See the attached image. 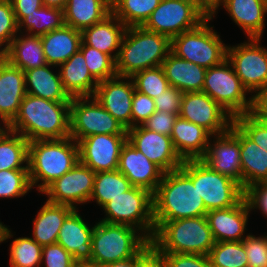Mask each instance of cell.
<instances>
[{
    "label": "cell",
    "mask_w": 267,
    "mask_h": 267,
    "mask_svg": "<svg viewBox=\"0 0 267 267\" xmlns=\"http://www.w3.org/2000/svg\"><path fill=\"white\" fill-rule=\"evenodd\" d=\"M102 209L106 217L100 221L128 225L140 230L150 241L153 238V194L148 190L133 186L112 198Z\"/></svg>",
    "instance_id": "obj_9"
},
{
    "label": "cell",
    "mask_w": 267,
    "mask_h": 267,
    "mask_svg": "<svg viewBox=\"0 0 267 267\" xmlns=\"http://www.w3.org/2000/svg\"><path fill=\"white\" fill-rule=\"evenodd\" d=\"M111 13V0H68L64 8V22L82 31L101 22Z\"/></svg>",
    "instance_id": "obj_34"
},
{
    "label": "cell",
    "mask_w": 267,
    "mask_h": 267,
    "mask_svg": "<svg viewBox=\"0 0 267 267\" xmlns=\"http://www.w3.org/2000/svg\"><path fill=\"white\" fill-rule=\"evenodd\" d=\"M31 189L28 169L0 171V198H18Z\"/></svg>",
    "instance_id": "obj_42"
},
{
    "label": "cell",
    "mask_w": 267,
    "mask_h": 267,
    "mask_svg": "<svg viewBox=\"0 0 267 267\" xmlns=\"http://www.w3.org/2000/svg\"><path fill=\"white\" fill-rule=\"evenodd\" d=\"M267 130V116H254Z\"/></svg>",
    "instance_id": "obj_60"
},
{
    "label": "cell",
    "mask_w": 267,
    "mask_h": 267,
    "mask_svg": "<svg viewBox=\"0 0 267 267\" xmlns=\"http://www.w3.org/2000/svg\"><path fill=\"white\" fill-rule=\"evenodd\" d=\"M42 248L31 237L15 238L10 245V267H40Z\"/></svg>",
    "instance_id": "obj_40"
},
{
    "label": "cell",
    "mask_w": 267,
    "mask_h": 267,
    "mask_svg": "<svg viewBox=\"0 0 267 267\" xmlns=\"http://www.w3.org/2000/svg\"><path fill=\"white\" fill-rule=\"evenodd\" d=\"M59 67L63 88L71 98L93 97L99 82L89 72L80 50Z\"/></svg>",
    "instance_id": "obj_29"
},
{
    "label": "cell",
    "mask_w": 267,
    "mask_h": 267,
    "mask_svg": "<svg viewBox=\"0 0 267 267\" xmlns=\"http://www.w3.org/2000/svg\"><path fill=\"white\" fill-rule=\"evenodd\" d=\"M64 24V10L42 6L35 12L28 14L18 24V32L25 30L29 35L43 36L48 32L61 28Z\"/></svg>",
    "instance_id": "obj_36"
},
{
    "label": "cell",
    "mask_w": 267,
    "mask_h": 267,
    "mask_svg": "<svg viewBox=\"0 0 267 267\" xmlns=\"http://www.w3.org/2000/svg\"><path fill=\"white\" fill-rule=\"evenodd\" d=\"M152 246L159 253H188L208 256L215 244L206 216L154 221Z\"/></svg>",
    "instance_id": "obj_5"
},
{
    "label": "cell",
    "mask_w": 267,
    "mask_h": 267,
    "mask_svg": "<svg viewBox=\"0 0 267 267\" xmlns=\"http://www.w3.org/2000/svg\"><path fill=\"white\" fill-rule=\"evenodd\" d=\"M260 38L227 47V60L250 93L267 86V48L260 45Z\"/></svg>",
    "instance_id": "obj_12"
},
{
    "label": "cell",
    "mask_w": 267,
    "mask_h": 267,
    "mask_svg": "<svg viewBox=\"0 0 267 267\" xmlns=\"http://www.w3.org/2000/svg\"><path fill=\"white\" fill-rule=\"evenodd\" d=\"M95 172L80 161L67 173L51 183L43 192L47 201L78 209L77 204L90 201ZM77 207V208H76Z\"/></svg>",
    "instance_id": "obj_15"
},
{
    "label": "cell",
    "mask_w": 267,
    "mask_h": 267,
    "mask_svg": "<svg viewBox=\"0 0 267 267\" xmlns=\"http://www.w3.org/2000/svg\"><path fill=\"white\" fill-rule=\"evenodd\" d=\"M127 135L96 134L80 139L79 161L95 173L118 169L120 151Z\"/></svg>",
    "instance_id": "obj_17"
},
{
    "label": "cell",
    "mask_w": 267,
    "mask_h": 267,
    "mask_svg": "<svg viewBox=\"0 0 267 267\" xmlns=\"http://www.w3.org/2000/svg\"><path fill=\"white\" fill-rule=\"evenodd\" d=\"M155 111L154 99L135 90L132 100L131 128L144 124Z\"/></svg>",
    "instance_id": "obj_47"
},
{
    "label": "cell",
    "mask_w": 267,
    "mask_h": 267,
    "mask_svg": "<svg viewBox=\"0 0 267 267\" xmlns=\"http://www.w3.org/2000/svg\"><path fill=\"white\" fill-rule=\"evenodd\" d=\"M74 210L70 206L55 204L46 200L33 219L34 228L31 238L42 247L55 244L61 226Z\"/></svg>",
    "instance_id": "obj_32"
},
{
    "label": "cell",
    "mask_w": 267,
    "mask_h": 267,
    "mask_svg": "<svg viewBox=\"0 0 267 267\" xmlns=\"http://www.w3.org/2000/svg\"><path fill=\"white\" fill-rule=\"evenodd\" d=\"M6 128L29 142L70 137V102H54L26 93L16 117Z\"/></svg>",
    "instance_id": "obj_1"
},
{
    "label": "cell",
    "mask_w": 267,
    "mask_h": 267,
    "mask_svg": "<svg viewBox=\"0 0 267 267\" xmlns=\"http://www.w3.org/2000/svg\"><path fill=\"white\" fill-rule=\"evenodd\" d=\"M127 140L164 173L179 169L183 164L170 136L140 125L127 130Z\"/></svg>",
    "instance_id": "obj_16"
},
{
    "label": "cell",
    "mask_w": 267,
    "mask_h": 267,
    "mask_svg": "<svg viewBox=\"0 0 267 267\" xmlns=\"http://www.w3.org/2000/svg\"><path fill=\"white\" fill-rule=\"evenodd\" d=\"M161 0H111L112 13L126 26H143Z\"/></svg>",
    "instance_id": "obj_37"
},
{
    "label": "cell",
    "mask_w": 267,
    "mask_h": 267,
    "mask_svg": "<svg viewBox=\"0 0 267 267\" xmlns=\"http://www.w3.org/2000/svg\"><path fill=\"white\" fill-rule=\"evenodd\" d=\"M18 33V23L11 1L0 0V48L5 51Z\"/></svg>",
    "instance_id": "obj_44"
},
{
    "label": "cell",
    "mask_w": 267,
    "mask_h": 267,
    "mask_svg": "<svg viewBox=\"0 0 267 267\" xmlns=\"http://www.w3.org/2000/svg\"><path fill=\"white\" fill-rule=\"evenodd\" d=\"M18 34L4 51V58L22 71L46 65L40 36L29 35L26 32Z\"/></svg>",
    "instance_id": "obj_33"
},
{
    "label": "cell",
    "mask_w": 267,
    "mask_h": 267,
    "mask_svg": "<svg viewBox=\"0 0 267 267\" xmlns=\"http://www.w3.org/2000/svg\"><path fill=\"white\" fill-rule=\"evenodd\" d=\"M250 209L243 197L236 205L226 208L211 210L206 213L209 228L215 242L242 241L248 222Z\"/></svg>",
    "instance_id": "obj_21"
},
{
    "label": "cell",
    "mask_w": 267,
    "mask_h": 267,
    "mask_svg": "<svg viewBox=\"0 0 267 267\" xmlns=\"http://www.w3.org/2000/svg\"><path fill=\"white\" fill-rule=\"evenodd\" d=\"M166 267H211L208 256L188 253H159Z\"/></svg>",
    "instance_id": "obj_49"
},
{
    "label": "cell",
    "mask_w": 267,
    "mask_h": 267,
    "mask_svg": "<svg viewBox=\"0 0 267 267\" xmlns=\"http://www.w3.org/2000/svg\"><path fill=\"white\" fill-rule=\"evenodd\" d=\"M210 136L202 127L178 116L170 137L176 152L185 161L202 159Z\"/></svg>",
    "instance_id": "obj_27"
},
{
    "label": "cell",
    "mask_w": 267,
    "mask_h": 267,
    "mask_svg": "<svg viewBox=\"0 0 267 267\" xmlns=\"http://www.w3.org/2000/svg\"><path fill=\"white\" fill-rule=\"evenodd\" d=\"M207 212L197 187L181 168L163 174L153 194L154 221L201 217Z\"/></svg>",
    "instance_id": "obj_2"
},
{
    "label": "cell",
    "mask_w": 267,
    "mask_h": 267,
    "mask_svg": "<svg viewBox=\"0 0 267 267\" xmlns=\"http://www.w3.org/2000/svg\"><path fill=\"white\" fill-rule=\"evenodd\" d=\"M206 19L188 0H161L143 27L172 39L198 27Z\"/></svg>",
    "instance_id": "obj_13"
},
{
    "label": "cell",
    "mask_w": 267,
    "mask_h": 267,
    "mask_svg": "<svg viewBox=\"0 0 267 267\" xmlns=\"http://www.w3.org/2000/svg\"><path fill=\"white\" fill-rule=\"evenodd\" d=\"M17 23L19 24L28 14L44 6L43 0H10Z\"/></svg>",
    "instance_id": "obj_54"
},
{
    "label": "cell",
    "mask_w": 267,
    "mask_h": 267,
    "mask_svg": "<svg viewBox=\"0 0 267 267\" xmlns=\"http://www.w3.org/2000/svg\"><path fill=\"white\" fill-rule=\"evenodd\" d=\"M248 260V267H267L266 235L256 237L252 233L242 240Z\"/></svg>",
    "instance_id": "obj_45"
},
{
    "label": "cell",
    "mask_w": 267,
    "mask_h": 267,
    "mask_svg": "<svg viewBox=\"0 0 267 267\" xmlns=\"http://www.w3.org/2000/svg\"><path fill=\"white\" fill-rule=\"evenodd\" d=\"M221 6L231 16L247 38H262L265 29L267 1L265 0H222Z\"/></svg>",
    "instance_id": "obj_26"
},
{
    "label": "cell",
    "mask_w": 267,
    "mask_h": 267,
    "mask_svg": "<svg viewBox=\"0 0 267 267\" xmlns=\"http://www.w3.org/2000/svg\"><path fill=\"white\" fill-rule=\"evenodd\" d=\"M171 52V39L146 30L127 27L116 59L118 76L132 77L137 72L161 66Z\"/></svg>",
    "instance_id": "obj_4"
},
{
    "label": "cell",
    "mask_w": 267,
    "mask_h": 267,
    "mask_svg": "<svg viewBox=\"0 0 267 267\" xmlns=\"http://www.w3.org/2000/svg\"><path fill=\"white\" fill-rule=\"evenodd\" d=\"M199 11H201L207 18H212L216 15L222 0H188Z\"/></svg>",
    "instance_id": "obj_56"
},
{
    "label": "cell",
    "mask_w": 267,
    "mask_h": 267,
    "mask_svg": "<svg viewBox=\"0 0 267 267\" xmlns=\"http://www.w3.org/2000/svg\"><path fill=\"white\" fill-rule=\"evenodd\" d=\"M234 123L262 150L267 152V130L250 113L236 116Z\"/></svg>",
    "instance_id": "obj_46"
},
{
    "label": "cell",
    "mask_w": 267,
    "mask_h": 267,
    "mask_svg": "<svg viewBox=\"0 0 267 267\" xmlns=\"http://www.w3.org/2000/svg\"><path fill=\"white\" fill-rule=\"evenodd\" d=\"M170 86L181 92H202L206 68L177 57L170 52L161 64Z\"/></svg>",
    "instance_id": "obj_28"
},
{
    "label": "cell",
    "mask_w": 267,
    "mask_h": 267,
    "mask_svg": "<svg viewBox=\"0 0 267 267\" xmlns=\"http://www.w3.org/2000/svg\"><path fill=\"white\" fill-rule=\"evenodd\" d=\"M84 220L75 209L61 226L56 243L63 246L78 264H91L94 226L90 227Z\"/></svg>",
    "instance_id": "obj_23"
},
{
    "label": "cell",
    "mask_w": 267,
    "mask_h": 267,
    "mask_svg": "<svg viewBox=\"0 0 267 267\" xmlns=\"http://www.w3.org/2000/svg\"><path fill=\"white\" fill-rule=\"evenodd\" d=\"M68 0H43L44 6L56 7L64 10Z\"/></svg>",
    "instance_id": "obj_58"
},
{
    "label": "cell",
    "mask_w": 267,
    "mask_h": 267,
    "mask_svg": "<svg viewBox=\"0 0 267 267\" xmlns=\"http://www.w3.org/2000/svg\"><path fill=\"white\" fill-rule=\"evenodd\" d=\"M118 170L130 181L132 186L148 190L154 194L164 172L128 140L122 146Z\"/></svg>",
    "instance_id": "obj_20"
},
{
    "label": "cell",
    "mask_w": 267,
    "mask_h": 267,
    "mask_svg": "<svg viewBox=\"0 0 267 267\" xmlns=\"http://www.w3.org/2000/svg\"><path fill=\"white\" fill-rule=\"evenodd\" d=\"M126 29L111 13L101 22L81 31L82 43L110 55L116 61Z\"/></svg>",
    "instance_id": "obj_25"
},
{
    "label": "cell",
    "mask_w": 267,
    "mask_h": 267,
    "mask_svg": "<svg viewBox=\"0 0 267 267\" xmlns=\"http://www.w3.org/2000/svg\"><path fill=\"white\" fill-rule=\"evenodd\" d=\"M78 161V143L71 137L30 141L28 170L32 188L37 185L38 192L42 193Z\"/></svg>",
    "instance_id": "obj_3"
},
{
    "label": "cell",
    "mask_w": 267,
    "mask_h": 267,
    "mask_svg": "<svg viewBox=\"0 0 267 267\" xmlns=\"http://www.w3.org/2000/svg\"><path fill=\"white\" fill-rule=\"evenodd\" d=\"M42 262L46 267H76L78 264L73 256L57 243L43 246Z\"/></svg>",
    "instance_id": "obj_48"
},
{
    "label": "cell",
    "mask_w": 267,
    "mask_h": 267,
    "mask_svg": "<svg viewBox=\"0 0 267 267\" xmlns=\"http://www.w3.org/2000/svg\"><path fill=\"white\" fill-rule=\"evenodd\" d=\"M136 267H166L163 257L151 242L136 256Z\"/></svg>",
    "instance_id": "obj_53"
},
{
    "label": "cell",
    "mask_w": 267,
    "mask_h": 267,
    "mask_svg": "<svg viewBox=\"0 0 267 267\" xmlns=\"http://www.w3.org/2000/svg\"><path fill=\"white\" fill-rule=\"evenodd\" d=\"M102 267H136V256L123 261L108 263Z\"/></svg>",
    "instance_id": "obj_57"
},
{
    "label": "cell",
    "mask_w": 267,
    "mask_h": 267,
    "mask_svg": "<svg viewBox=\"0 0 267 267\" xmlns=\"http://www.w3.org/2000/svg\"><path fill=\"white\" fill-rule=\"evenodd\" d=\"M250 114L253 116H267V86L252 95Z\"/></svg>",
    "instance_id": "obj_55"
},
{
    "label": "cell",
    "mask_w": 267,
    "mask_h": 267,
    "mask_svg": "<svg viewBox=\"0 0 267 267\" xmlns=\"http://www.w3.org/2000/svg\"><path fill=\"white\" fill-rule=\"evenodd\" d=\"M177 114L155 111L142 126L150 131L171 136Z\"/></svg>",
    "instance_id": "obj_51"
},
{
    "label": "cell",
    "mask_w": 267,
    "mask_h": 267,
    "mask_svg": "<svg viewBox=\"0 0 267 267\" xmlns=\"http://www.w3.org/2000/svg\"><path fill=\"white\" fill-rule=\"evenodd\" d=\"M135 90L146 94L152 99L164 92L169 83L161 66L145 69L131 77Z\"/></svg>",
    "instance_id": "obj_43"
},
{
    "label": "cell",
    "mask_w": 267,
    "mask_h": 267,
    "mask_svg": "<svg viewBox=\"0 0 267 267\" xmlns=\"http://www.w3.org/2000/svg\"><path fill=\"white\" fill-rule=\"evenodd\" d=\"M202 92L208 94L233 118L251 111L252 96L246 97L249 92L227 59L206 70Z\"/></svg>",
    "instance_id": "obj_10"
},
{
    "label": "cell",
    "mask_w": 267,
    "mask_h": 267,
    "mask_svg": "<svg viewBox=\"0 0 267 267\" xmlns=\"http://www.w3.org/2000/svg\"><path fill=\"white\" fill-rule=\"evenodd\" d=\"M130 181L117 169L114 171L97 172L90 201L95 199L102 208L112 198L132 188Z\"/></svg>",
    "instance_id": "obj_38"
},
{
    "label": "cell",
    "mask_w": 267,
    "mask_h": 267,
    "mask_svg": "<svg viewBox=\"0 0 267 267\" xmlns=\"http://www.w3.org/2000/svg\"><path fill=\"white\" fill-rule=\"evenodd\" d=\"M244 198L247 201L250 211H262L267 218V183H256L244 190Z\"/></svg>",
    "instance_id": "obj_52"
},
{
    "label": "cell",
    "mask_w": 267,
    "mask_h": 267,
    "mask_svg": "<svg viewBox=\"0 0 267 267\" xmlns=\"http://www.w3.org/2000/svg\"><path fill=\"white\" fill-rule=\"evenodd\" d=\"M47 64L60 66L80 50L81 31L66 24L40 36Z\"/></svg>",
    "instance_id": "obj_30"
},
{
    "label": "cell",
    "mask_w": 267,
    "mask_h": 267,
    "mask_svg": "<svg viewBox=\"0 0 267 267\" xmlns=\"http://www.w3.org/2000/svg\"><path fill=\"white\" fill-rule=\"evenodd\" d=\"M80 51L84 55L89 72L98 82L117 75L116 61L110 55L83 43L80 45Z\"/></svg>",
    "instance_id": "obj_41"
},
{
    "label": "cell",
    "mask_w": 267,
    "mask_h": 267,
    "mask_svg": "<svg viewBox=\"0 0 267 267\" xmlns=\"http://www.w3.org/2000/svg\"><path fill=\"white\" fill-rule=\"evenodd\" d=\"M4 58V51L3 49H0V60Z\"/></svg>",
    "instance_id": "obj_62"
},
{
    "label": "cell",
    "mask_w": 267,
    "mask_h": 267,
    "mask_svg": "<svg viewBox=\"0 0 267 267\" xmlns=\"http://www.w3.org/2000/svg\"><path fill=\"white\" fill-rule=\"evenodd\" d=\"M208 258L211 267H248L242 241L215 242Z\"/></svg>",
    "instance_id": "obj_39"
},
{
    "label": "cell",
    "mask_w": 267,
    "mask_h": 267,
    "mask_svg": "<svg viewBox=\"0 0 267 267\" xmlns=\"http://www.w3.org/2000/svg\"><path fill=\"white\" fill-rule=\"evenodd\" d=\"M134 92L135 87L131 77L116 75L100 81L93 97L128 130L131 128Z\"/></svg>",
    "instance_id": "obj_18"
},
{
    "label": "cell",
    "mask_w": 267,
    "mask_h": 267,
    "mask_svg": "<svg viewBox=\"0 0 267 267\" xmlns=\"http://www.w3.org/2000/svg\"><path fill=\"white\" fill-rule=\"evenodd\" d=\"M96 134L127 135V129L94 97H72L70 137L78 142Z\"/></svg>",
    "instance_id": "obj_11"
},
{
    "label": "cell",
    "mask_w": 267,
    "mask_h": 267,
    "mask_svg": "<svg viewBox=\"0 0 267 267\" xmlns=\"http://www.w3.org/2000/svg\"><path fill=\"white\" fill-rule=\"evenodd\" d=\"M150 242L134 227L99 221L94 225L91 237V264L104 266L135 257Z\"/></svg>",
    "instance_id": "obj_6"
},
{
    "label": "cell",
    "mask_w": 267,
    "mask_h": 267,
    "mask_svg": "<svg viewBox=\"0 0 267 267\" xmlns=\"http://www.w3.org/2000/svg\"><path fill=\"white\" fill-rule=\"evenodd\" d=\"M183 94V92L173 86L167 87L164 92H161L159 96L154 98L156 111H165L179 116Z\"/></svg>",
    "instance_id": "obj_50"
},
{
    "label": "cell",
    "mask_w": 267,
    "mask_h": 267,
    "mask_svg": "<svg viewBox=\"0 0 267 267\" xmlns=\"http://www.w3.org/2000/svg\"><path fill=\"white\" fill-rule=\"evenodd\" d=\"M201 160L213 171L230 177L242 187L240 142L230 130L210 136L206 154Z\"/></svg>",
    "instance_id": "obj_19"
},
{
    "label": "cell",
    "mask_w": 267,
    "mask_h": 267,
    "mask_svg": "<svg viewBox=\"0 0 267 267\" xmlns=\"http://www.w3.org/2000/svg\"><path fill=\"white\" fill-rule=\"evenodd\" d=\"M29 141L6 127L0 129V171L28 169ZM26 165H23V164Z\"/></svg>",
    "instance_id": "obj_35"
},
{
    "label": "cell",
    "mask_w": 267,
    "mask_h": 267,
    "mask_svg": "<svg viewBox=\"0 0 267 267\" xmlns=\"http://www.w3.org/2000/svg\"><path fill=\"white\" fill-rule=\"evenodd\" d=\"M76 267H102V266H95L89 263H85V264H77Z\"/></svg>",
    "instance_id": "obj_61"
},
{
    "label": "cell",
    "mask_w": 267,
    "mask_h": 267,
    "mask_svg": "<svg viewBox=\"0 0 267 267\" xmlns=\"http://www.w3.org/2000/svg\"><path fill=\"white\" fill-rule=\"evenodd\" d=\"M26 95L24 71L0 60V125L7 127L16 117Z\"/></svg>",
    "instance_id": "obj_22"
},
{
    "label": "cell",
    "mask_w": 267,
    "mask_h": 267,
    "mask_svg": "<svg viewBox=\"0 0 267 267\" xmlns=\"http://www.w3.org/2000/svg\"><path fill=\"white\" fill-rule=\"evenodd\" d=\"M52 66L46 64L24 71L26 93L54 102H70L71 97L64 90L60 72L54 73Z\"/></svg>",
    "instance_id": "obj_31"
},
{
    "label": "cell",
    "mask_w": 267,
    "mask_h": 267,
    "mask_svg": "<svg viewBox=\"0 0 267 267\" xmlns=\"http://www.w3.org/2000/svg\"><path fill=\"white\" fill-rule=\"evenodd\" d=\"M12 234L11 230L5 224L3 225L2 222H0V244L13 237Z\"/></svg>",
    "instance_id": "obj_59"
},
{
    "label": "cell",
    "mask_w": 267,
    "mask_h": 267,
    "mask_svg": "<svg viewBox=\"0 0 267 267\" xmlns=\"http://www.w3.org/2000/svg\"><path fill=\"white\" fill-rule=\"evenodd\" d=\"M180 168L192 179L207 211L232 207L244 197L238 182L213 171L201 159L185 160Z\"/></svg>",
    "instance_id": "obj_7"
},
{
    "label": "cell",
    "mask_w": 267,
    "mask_h": 267,
    "mask_svg": "<svg viewBox=\"0 0 267 267\" xmlns=\"http://www.w3.org/2000/svg\"><path fill=\"white\" fill-rule=\"evenodd\" d=\"M179 117L202 127L211 136L227 132L234 122V118L204 92L184 93Z\"/></svg>",
    "instance_id": "obj_14"
},
{
    "label": "cell",
    "mask_w": 267,
    "mask_h": 267,
    "mask_svg": "<svg viewBox=\"0 0 267 267\" xmlns=\"http://www.w3.org/2000/svg\"><path fill=\"white\" fill-rule=\"evenodd\" d=\"M229 130L240 142L243 190L256 183H267V152L253 142L234 122Z\"/></svg>",
    "instance_id": "obj_24"
},
{
    "label": "cell",
    "mask_w": 267,
    "mask_h": 267,
    "mask_svg": "<svg viewBox=\"0 0 267 267\" xmlns=\"http://www.w3.org/2000/svg\"><path fill=\"white\" fill-rule=\"evenodd\" d=\"M207 18L198 27L171 39V52L177 57L206 69L219 65L227 59V45L210 26Z\"/></svg>",
    "instance_id": "obj_8"
}]
</instances>
